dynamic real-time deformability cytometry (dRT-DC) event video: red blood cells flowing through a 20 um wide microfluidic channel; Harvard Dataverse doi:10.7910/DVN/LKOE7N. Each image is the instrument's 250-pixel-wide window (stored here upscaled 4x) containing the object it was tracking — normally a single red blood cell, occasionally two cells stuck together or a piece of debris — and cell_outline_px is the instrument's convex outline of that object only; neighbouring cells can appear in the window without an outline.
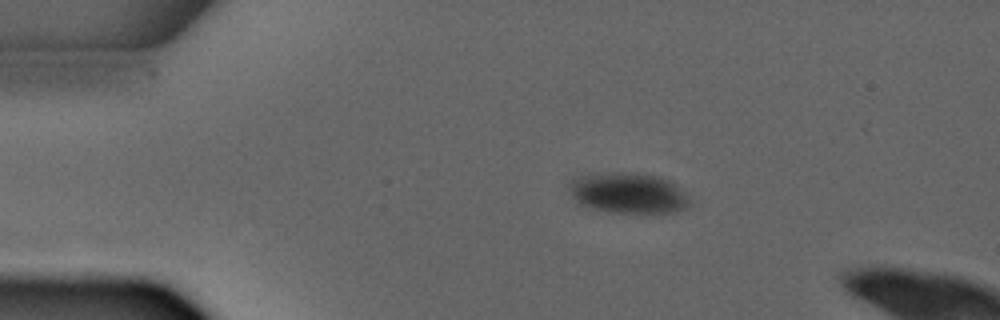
{"species": "common noctule bat (a hibernating species)", "species_latin": "Nyctalus noctula", "temperature_condition": "warm", "stored_images_in_passage": 3, "camera_frame_rate_fps": 3000, "um_per_image_px": 0.085, "animal": {"sex": "male", "forearm_length_mm": 52.5}, "frame": {"image": 1, "passage_image": 1, "time_ms": 0.0, "image_size_px": [1000, 320], "cell_outline_px": [[692, 204], [688, 208], [676, 212], [652, 216], [640, 216], [604, 212], [584, 208], [568, 192], [564, 184], [572, 176], [588, 172], [620, 172], [660, 176], [668, 180], [684, 192], [692, 200]], "centroid_in_image_um": [53.32, 16.46], "position_along_channel_um": 31.7, "area_um2": 30.87}}